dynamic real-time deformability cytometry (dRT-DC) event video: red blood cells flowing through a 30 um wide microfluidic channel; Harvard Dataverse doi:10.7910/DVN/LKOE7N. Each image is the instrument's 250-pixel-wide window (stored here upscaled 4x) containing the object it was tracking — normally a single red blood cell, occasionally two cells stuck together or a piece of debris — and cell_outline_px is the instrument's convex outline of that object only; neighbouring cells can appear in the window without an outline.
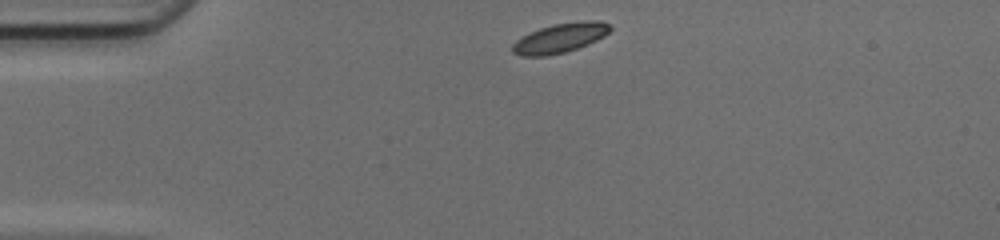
{"species": "common noctule bat (a hibernating species)", "species_latin": "Nyctalus noctula", "temperature_condition": "cold", "stored_images_in_passage": 40, "camera_frame_rate_fps": 3000, "um_per_image_px": 0.085, "animal": {"sex": "female", "body_mass_g": 17.0, "forearm_length_mm": 48.0}, "frame": {"image": 1, "passage_image": 1, "time_ms": 0.0, "image_size_px": [1000, 240], "cell_outline_px": [[612, 28], [604, 36], [588, 44], [564, 52], [544, 56], [524, 56], [512, 52], [512, 44], [516, 40], [540, 28], [552, 24], [584, 20], [600, 20], [608, 24]], "centroid_in_image_um": [47.62, 3.21], "position_along_channel_um": 37.4, "area_um2": 16.59}}
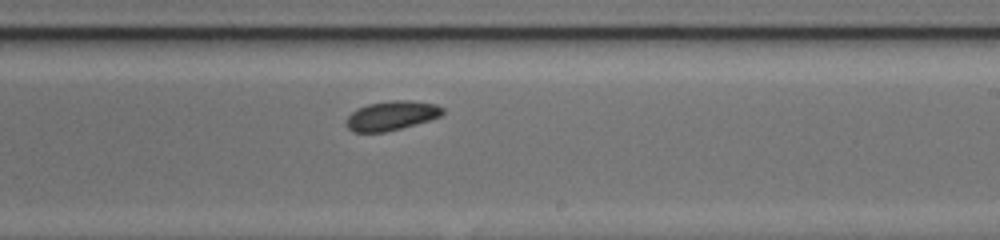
{"frame": {"image": 2, "passage_image": 20, "time_ms": 6.333, "image_size_px": [1000, 240], "cell_outline_px": [[444, 112], [440, 116], [428, 120], [400, 128], [384, 132], [352, 132], [348, 128], [348, 116], [356, 108], [368, 104], [392, 100], [408, 100], [436, 104], [444, 108]], "centroid_in_image_um": [33.28, 9.81], "position_along_channel_um": 255.7, "area_um2": 16.24}}
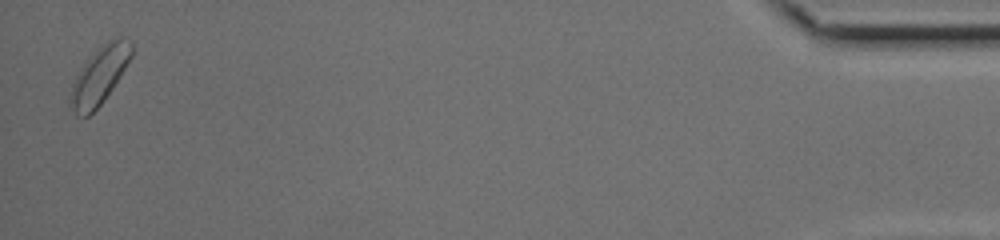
{"frame": {"image": 3, "passage_image": 39, "time_ms": 12.667, "image_size_px": [1000, 240], "cell_outline_px": [[132, 56], [120, 76], [104, 100], [88, 116], [76, 116], [68, 104], [68, 96], [72, 84], [76, 76], [88, 56], [96, 48], [112, 36], [120, 36], [132, 40]], "centroid_in_image_um": [8.44, 6.37], "position_along_channel_um": 426.8, "area_um2": 20.92}, "authors_computed_cell_mechanics": {"area_um2": 16.762, "velocity_mm_per_s": 4.1187, "shape_relaxation_time_tau1_ms": 8.4123, "shape_relaxation_time_tau2_ms": 5.7911, "deformation_change_tau1": 0.1307, "deformation_change_tau2": 0.0884}}